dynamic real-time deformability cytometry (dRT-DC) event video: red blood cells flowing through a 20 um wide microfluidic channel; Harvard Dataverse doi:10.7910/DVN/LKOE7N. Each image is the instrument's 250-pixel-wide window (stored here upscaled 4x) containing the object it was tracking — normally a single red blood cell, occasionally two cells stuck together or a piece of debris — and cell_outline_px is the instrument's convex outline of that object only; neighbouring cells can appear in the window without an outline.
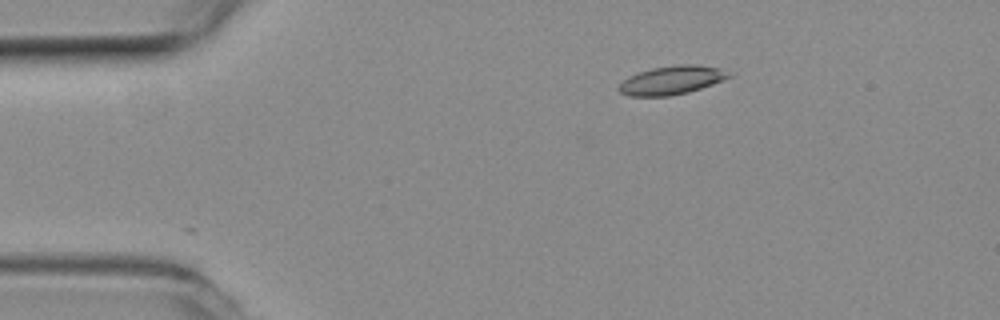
{"species": "common noctule bat (a hibernating species)", "species_latin": "Nyctalus noctula", "temperature_condition": "room temperature", "stored_images_in_passage": 27, "camera_frame_rate_fps": 3000, "um_per_image_px": 0.085, "animal": {"sex": "female", "body_mass_g": 19.3, "forearm_length_mm": 54.1}, "frame": {"image": 1, "passage_image": 1, "time_ms": 0.0, "image_size_px": [1000, 320], "cell_outline_px": [[732, 76], [712, 84], [688, 92], [668, 96], [628, 96], [620, 92], [616, 88], [624, 80], [640, 72], [652, 68], [680, 64], [692, 64], [720, 68]], "centroid_in_image_um": [57.07, 6.82], "position_along_channel_um": 27.9, "area_um2": 17.98}}
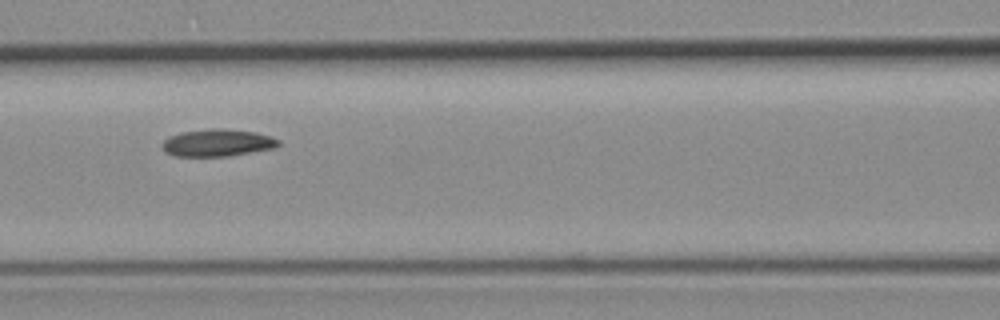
{"frame": {"image": 2, "passage_image": 15, "time_ms": 4.667, "image_size_px": [1000, 320], "cell_outline_px": [[280, 144], [276, 148], [228, 156], [176, 156], [164, 152], [160, 144], [168, 136], [180, 132], [212, 128], [220, 128], [256, 132], [280, 140]], "centroid_in_image_um": [18.45, 12.13], "position_along_channel_um": 148.1, "area_um2": 18.61}}
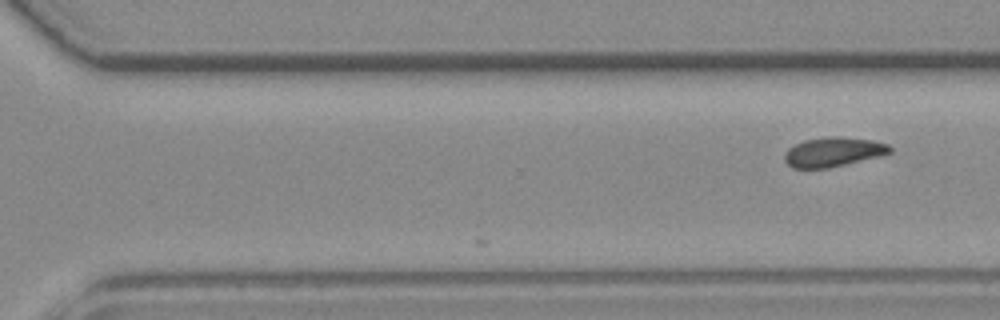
{"frame": {"image": 3, "passage_image": 27, "time_ms": 8.667, "image_size_px": [1000, 320], "cell_outline_px": [[892, 152], [880, 156], [828, 168], [792, 168], [784, 160], [784, 152], [788, 148], [804, 140], [832, 136], [872, 140], [888, 144], [892, 148]], "centroid_in_image_um": [70.81, 12.92], "position_along_channel_um": 299.8, "area_um2": 17.98}}